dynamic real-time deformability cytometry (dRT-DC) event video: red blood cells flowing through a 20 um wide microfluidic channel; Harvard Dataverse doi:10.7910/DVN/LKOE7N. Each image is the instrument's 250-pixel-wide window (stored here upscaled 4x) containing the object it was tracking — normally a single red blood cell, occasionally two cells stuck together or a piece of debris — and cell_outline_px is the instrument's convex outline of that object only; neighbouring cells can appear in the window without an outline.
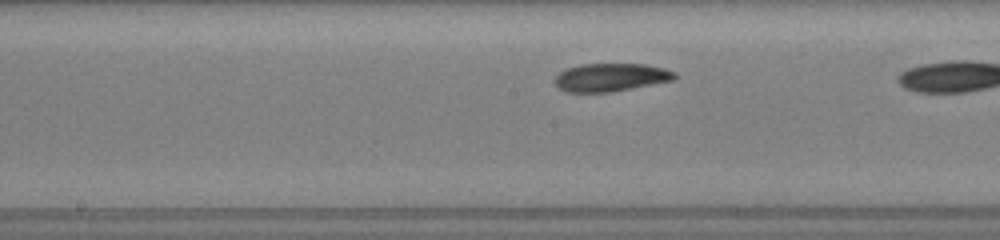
{"species": "common noctule bat (a hibernating species)", "species_latin": "Nyctalus noctula", "temperature_condition": "room temperature", "stored_images_in_passage": 12, "camera_frame_rate_fps": 3000, "um_per_image_px": 0.085, "animal": {"sex": "female", "body_mass_g": 19.5, "forearm_length_mm": 54.1}, "frame": {"image": 1, "passage_image": 10, "time_ms": 3.333, "image_size_px": [1000, 240], "cell_outline_px": [[676, 76], [672, 80], [612, 92], [568, 92], [560, 88], [552, 80], [560, 72], [568, 68], [580, 64], [644, 64], [664, 68], [676, 72]], "centroid_in_image_um": [51.9, 6.57], "position_along_channel_um": 196.3, "area_um2": 19.48}}